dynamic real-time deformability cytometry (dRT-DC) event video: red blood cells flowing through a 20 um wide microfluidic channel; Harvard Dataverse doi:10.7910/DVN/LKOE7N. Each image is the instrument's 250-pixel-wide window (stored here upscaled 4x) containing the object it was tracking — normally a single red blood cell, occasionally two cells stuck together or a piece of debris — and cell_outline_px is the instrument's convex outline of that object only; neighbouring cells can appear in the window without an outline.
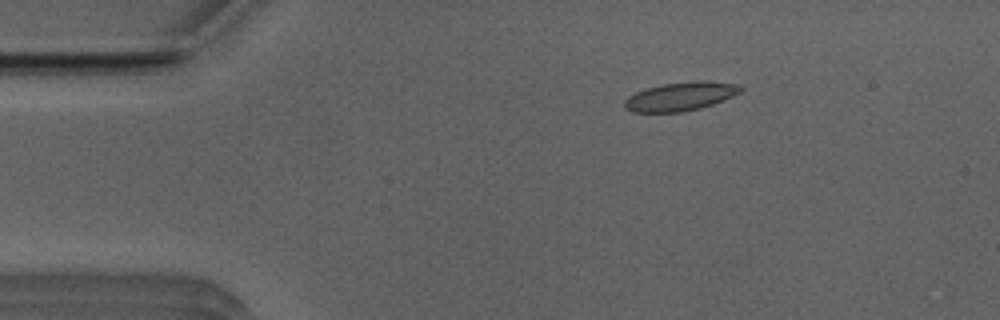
{"species": "Egyptian fruit bat (a non-hibernating species)", "species_latin": "Rousettus aegyptiacus", "temperature_condition": "room temperature", "stored_images_in_passage": 45, "camera_frame_rate_fps": 3000, "um_per_image_px": 0.085, "animal": {"sex": "male"}, "frame": {"image": 1, "passage_image": 2, "time_ms": 0.333, "image_size_px": [1000, 320], "cell_outline_px": [[744, 88], [740, 92], [724, 100], [700, 108], [684, 112], [632, 112], [624, 108], [624, 100], [628, 96], [636, 92], [660, 84], [696, 80], [700, 80], [736, 84]], "centroid_in_image_um": [57.82, 8.19], "position_along_channel_um": 27.2, "area_um2": 19.42}}
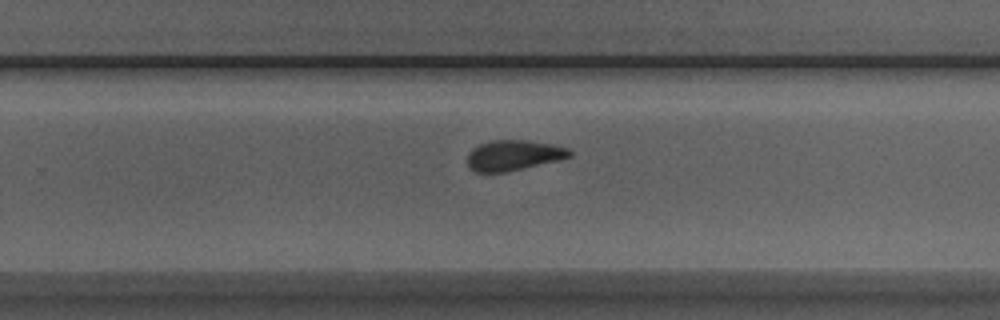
{"frame": {"image": 2, "passage_image": 26, "time_ms": 8.333, "image_size_px": [1000, 320], "cell_outline_px": [[572, 156], [524, 168], [504, 172], [476, 172], [468, 168], [468, 152], [472, 148], [480, 144], [492, 140], [528, 140], [568, 148], [572, 152]], "centroid_in_image_um": [43.6, 13.2], "position_along_channel_um": 286.2, "area_um2": 17.92}}
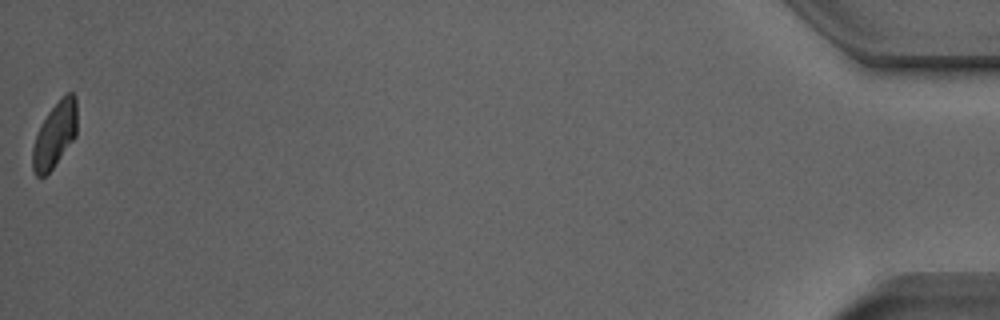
{"frame": {"image": 3, "passage_image": 45, "time_ms": 14.667, "image_size_px": [1000, 320], "cell_outline_px": [[76, 136], [52, 168], [44, 176], [36, 176], [32, 168], [32, 148], [36, 136], [48, 112], [60, 96], [68, 92], [72, 92], [76, 96]], "centroid_in_image_um": [4.66, 11.43], "position_along_channel_um": 430.5, "area_um2": 16.76}, "authors_computed_cell_mechanics": {"area_um2": 18.6694, "velocity_mm_per_s": 3.9479, "shape_relaxation_time_tau1_ms": 5.5411, "shape_relaxation_time_tau2_ms": 1.9541, "deformation_change_tau1": 0.1689, "deformation_change_tau2": 0.0898}}